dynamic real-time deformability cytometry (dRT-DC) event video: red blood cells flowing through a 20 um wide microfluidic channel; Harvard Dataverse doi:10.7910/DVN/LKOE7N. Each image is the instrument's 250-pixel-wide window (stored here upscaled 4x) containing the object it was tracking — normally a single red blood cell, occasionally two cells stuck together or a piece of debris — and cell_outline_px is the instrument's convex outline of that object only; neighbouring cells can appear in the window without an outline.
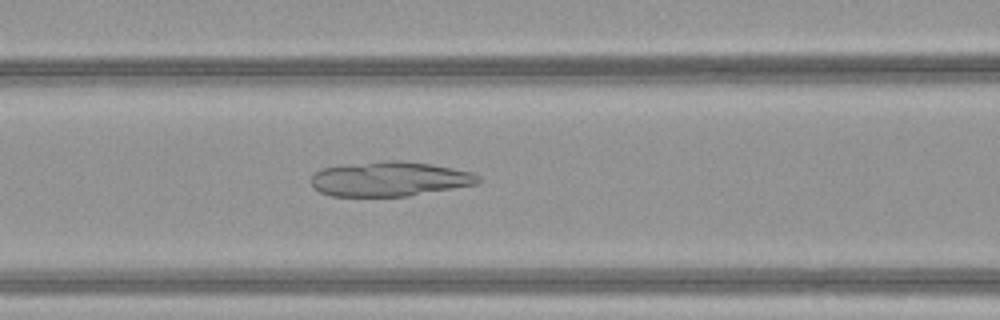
{"species": "common noctule bat (a hibernating species)", "species_latin": "Nyctalus noctula", "temperature_condition": "warm", "stored_images_in_passage": 49, "camera_frame_rate_fps": 3000, "um_per_image_px": 0.085, "animal": {"sex": "female", "body_mass_g": 21.9}, "frame": {"image": 1, "passage_image": 22, "time_ms": 7.0, "image_size_px": [1000, 320], "cell_outline_px": [[480, 180], [476, 184], [408, 196], [332, 196], [320, 192], [312, 188], [312, 176], [320, 168], [348, 164], [388, 160], [396, 160], [432, 164], [472, 172], [480, 176]], "centroid_in_image_um": [33.1, 15.21], "position_along_channel_um": 133.5, "area_um2": 33.7}}
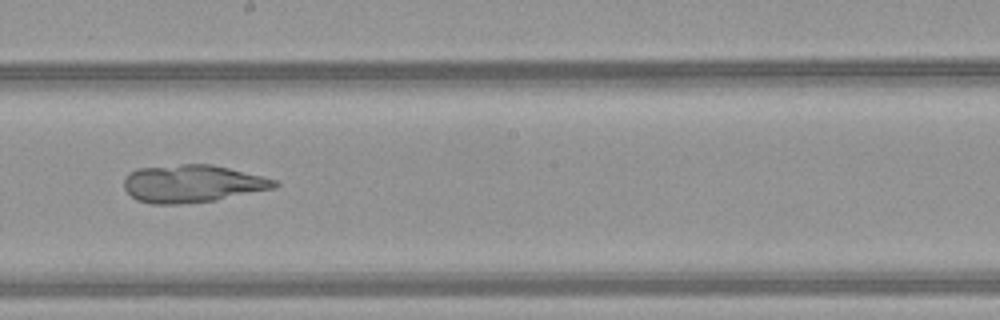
{"frame": {"image": 2, "passage_image": 29, "time_ms": 9.333, "image_size_px": [1000, 320], "cell_outline_px": [[280, 184], [276, 188], [216, 200], [180, 204], [152, 204], [136, 200], [124, 188], [124, 180], [132, 172], [140, 168], [180, 164], [212, 164], [276, 180]], "centroid_in_image_um": [16.36, 15.62], "position_along_channel_um": 231.8, "area_um2": 32.77}}
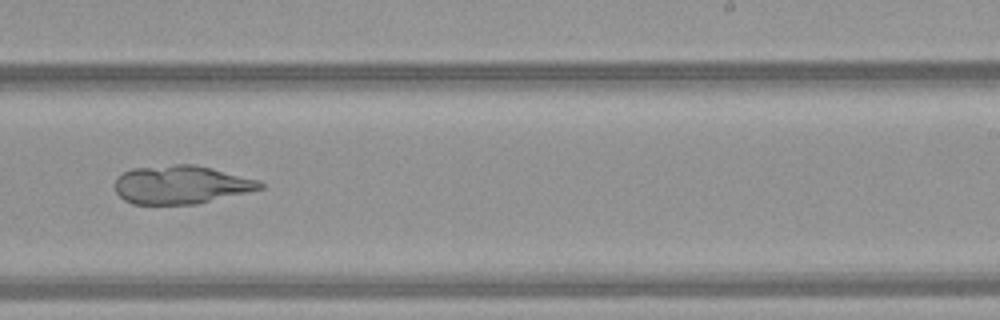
{"frame": {"image": 3, "passage_image": 32, "time_ms": 10.333, "image_size_px": [1000, 320], "cell_outline_px": [[264, 188], [196, 204], [132, 204], [124, 200], [116, 192], [116, 176], [132, 168], [176, 164], [192, 164], [212, 168], [260, 180], [264, 184]], "centroid_in_image_um": [15.39, 15.69], "position_along_channel_um": 273.6, "area_um2": 32.43}}